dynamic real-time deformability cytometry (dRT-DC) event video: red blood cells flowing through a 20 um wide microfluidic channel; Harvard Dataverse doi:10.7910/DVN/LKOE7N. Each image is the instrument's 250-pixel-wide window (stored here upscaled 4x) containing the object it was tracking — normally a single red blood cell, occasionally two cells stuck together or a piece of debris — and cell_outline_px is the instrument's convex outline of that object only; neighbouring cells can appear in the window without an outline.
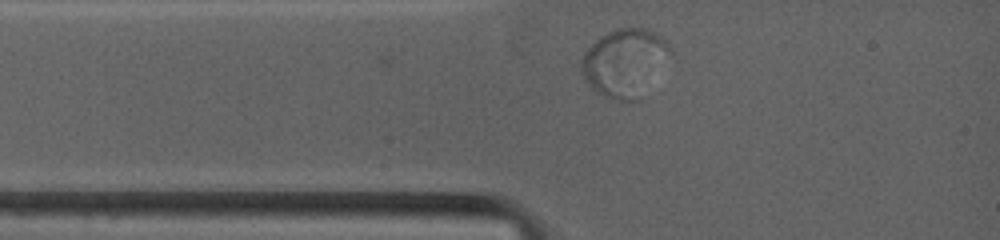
{"species": "common noctule bat (a hibernating species)", "species_latin": "Nyctalus noctula", "temperature_condition": "warm", "stored_images_in_passage": 13, "camera_frame_rate_fps": 4500, "um_per_image_px": 0.085, "animal": {"sex": "female", "body_mass_g": 19.0, "forearm_length_mm": 53.3}, "frame": {"image": 1, "passage_image": 3, "time_ms": 0.444, "image_size_px": [1000, 240], "cell_outline_px": [[672, 52], [636, 100], [620, 100], [604, 96], [596, 92], [592, 88], [584, 76], [580, 68], [580, 60], [584, 52], [600, 36], [608, 32], [620, 28], [648, 28], [660, 36], [668, 44]], "centroid_in_image_um": [53.05, 5.28], "position_along_channel_um": 32.0, "area_um2": 34.1}}
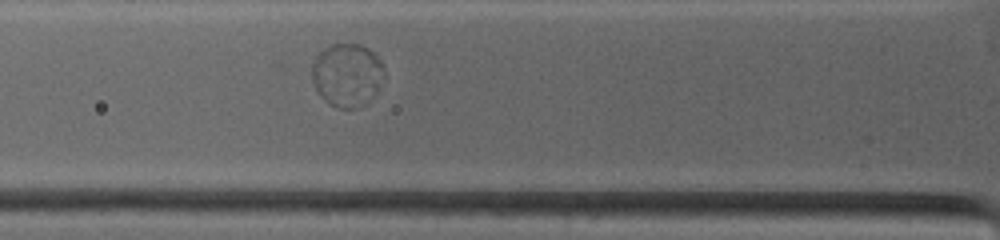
{"frame": {"image": 2, "passage_image": 9, "time_ms": 2.222, "image_size_px": [1000, 240], "cell_outline_px": [[384, 76], [356, 108], [340, 108], [328, 104], [320, 96], [312, 80], [312, 64], [316, 56], [324, 48], [332, 44], [360, 44], [368, 48], [380, 60], [384, 68]], "centroid_in_image_um": [29.42, 6.31], "position_along_channel_um": 96.4, "area_um2": 25.66}}
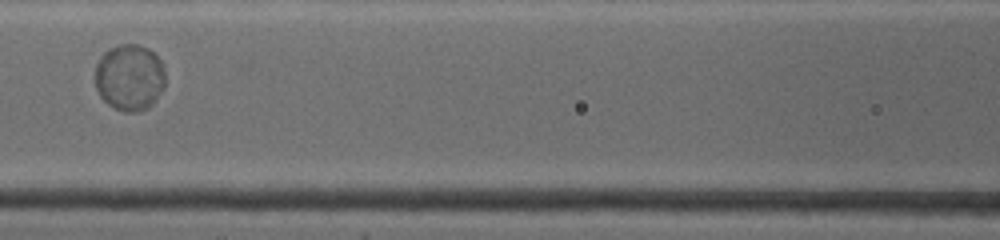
{"frame": {"image": 3, "passage_image": 12, "time_ms": 3.778, "image_size_px": [1000, 240], "cell_outline_px": [[164, 88], [152, 104], [148, 108], [136, 112], [124, 112], [112, 108], [100, 96], [96, 88], [96, 64], [100, 56], [108, 48], [120, 44], [136, 44], [148, 48], [164, 64]], "centroid_in_image_um": [11.01, 6.58], "position_along_channel_um": 155.6, "area_um2": 27.4}}